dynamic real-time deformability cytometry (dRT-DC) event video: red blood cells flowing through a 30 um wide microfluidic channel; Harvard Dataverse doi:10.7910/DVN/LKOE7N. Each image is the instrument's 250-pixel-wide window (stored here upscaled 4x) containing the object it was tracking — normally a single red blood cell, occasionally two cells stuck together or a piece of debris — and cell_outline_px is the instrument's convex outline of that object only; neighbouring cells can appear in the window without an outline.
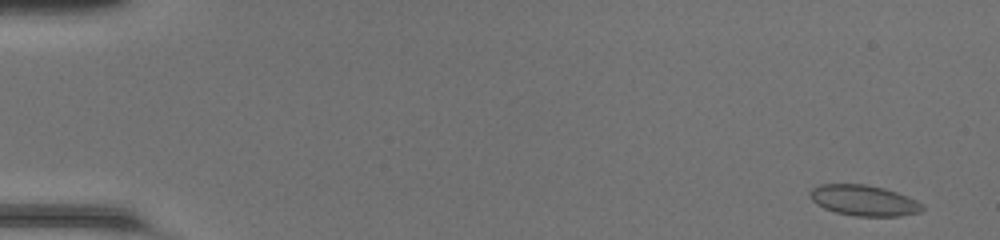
{"species": "common noctule bat (a hibernating species)", "species_latin": "Nyctalus noctula", "temperature_condition": "room temperature", "stored_images_in_passage": 48, "camera_frame_rate_fps": 3000, "um_per_image_px": 0.085, "animal": {"sex": "female", "body_mass_g": 20.0, "forearm_length_mm": 54.0}, "frame": {"image": 1, "passage_image": 2, "time_ms": 0.333, "image_size_px": [1000, 240], "cell_outline_px": [[924, 208], [920, 212], [900, 216], [856, 216], [836, 212], [824, 208], [816, 204], [812, 200], [808, 192], [812, 188], [820, 184], [864, 184], [884, 188], [908, 196], [924, 204]], "centroid_in_image_um": [73.43, 17.03], "position_along_channel_um": 11.6, "area_um2": 20.17}}
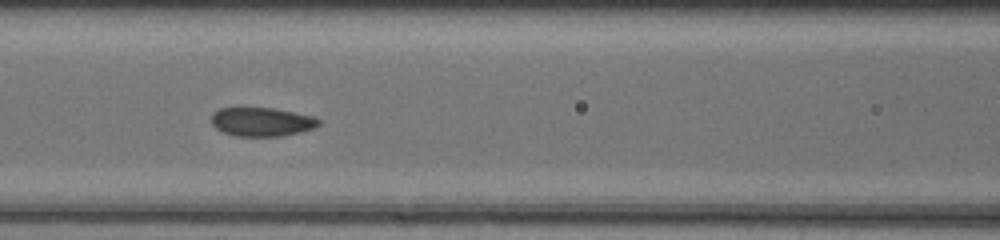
{"frame": {"image": 2, "passage_image": 22, "time_ms": 7.0, "image_size_px": [1000, 240], "cell_outline_px": [[320, 124], [316, 128], [284, 136], [236, 136], [224, 132], [216, 128], [212, 124], [212, 112], [220, 108], [276, 108], [316, 116], [320, 120]], "centroid_in_image_um": [22.31, 10.35], "position_along_channel_um": 144.3, "area_um2": 18.26}}
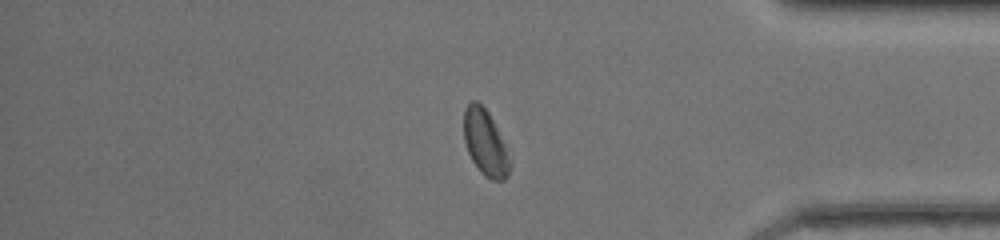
{"frame": {"image": 3, "passage_image": 41, "time_ms": 13.333, "image_size_px": [1000, 240], "cell_outline_px": [[508, 176], [504, 180], [492, 180], [484, 176], [480, 172], [472, 160], [468, 152], [464, 140], [464, 108], [472, 100], [476, 100], [488, 112], [496, 128], [504, 148], [508, 160]], "centroid_in_image_um": [41.18, 12.13], "position_along_channel_um": 394.0, "area_um2": 16.94}, "authors_computed_cell_mechanics": {"area_um2": 18.785, "velocity_mm_per_s": 4.2781, "shape_relaxation_time_tau1_ms": 4.8326, "shape_relaxation_time_tau2_ms": 1.2335, "deformation_change_tau1": 0.099, "deformation_change_tau2": 0.0334}}